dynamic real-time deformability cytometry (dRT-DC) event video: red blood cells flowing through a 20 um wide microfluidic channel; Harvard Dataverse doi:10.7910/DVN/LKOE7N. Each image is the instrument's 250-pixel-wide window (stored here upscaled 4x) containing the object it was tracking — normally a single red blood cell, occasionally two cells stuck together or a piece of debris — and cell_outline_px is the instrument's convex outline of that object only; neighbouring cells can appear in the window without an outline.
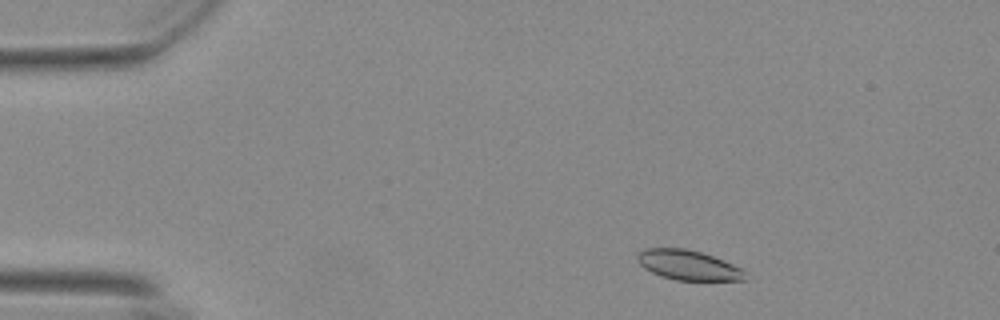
{"species": "Egyptian fruit bat (a non-hibernating species)", "species_latin": "Rousettus aegyptiacus", "temperature_condition": "warm", "stored_images_in_passage": 15, "camera_frame_rate_fps": 3000, "um_per_image_px": 0.085, "animal": {"sex": "female"}, "frame": {"image": 1, "passage_image": 5, "time_ms": 1.333, "image_size_px": [1000, 320], "cell_outline_px": [[744, 280], [676, 280], [660, 276], [644, 268], [636, 260], [636, 252], [644, 248], [684, 248], [700, 252], [712, 256], [744, 268]], "centroid_in_image_um": [58.44, 22.52], "position_along_channel_um": 26.6, "area_um2": 18.79}}
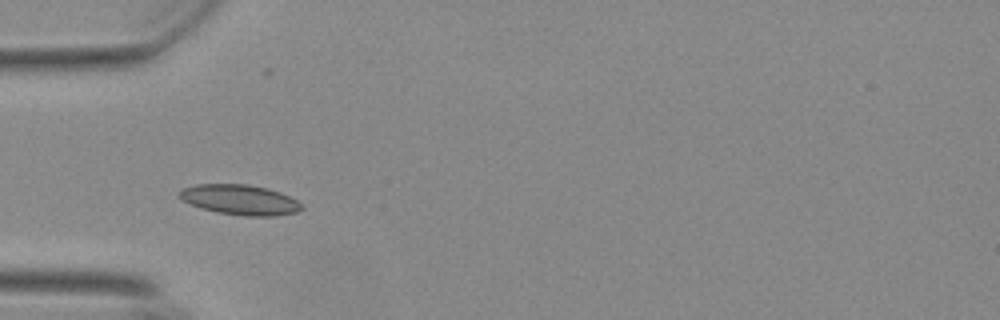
{"frame": {"image": 2, "passage_image": 14, "time_ms": 4.333, "image_size_px": [1000, 320], "cell_outline_px": [[304, 208], [296, 212], [276, 216], [244, 216], [216, 212], [200, 208], [180, 200], [180, 188], [196, 184], [248, 184], [268, 188], [280, 192], [304, 204]], "centroid_in_image_um": [20.39, 16.98], "position_along_channel_um": 64.6, "area_um2": 21.73}}